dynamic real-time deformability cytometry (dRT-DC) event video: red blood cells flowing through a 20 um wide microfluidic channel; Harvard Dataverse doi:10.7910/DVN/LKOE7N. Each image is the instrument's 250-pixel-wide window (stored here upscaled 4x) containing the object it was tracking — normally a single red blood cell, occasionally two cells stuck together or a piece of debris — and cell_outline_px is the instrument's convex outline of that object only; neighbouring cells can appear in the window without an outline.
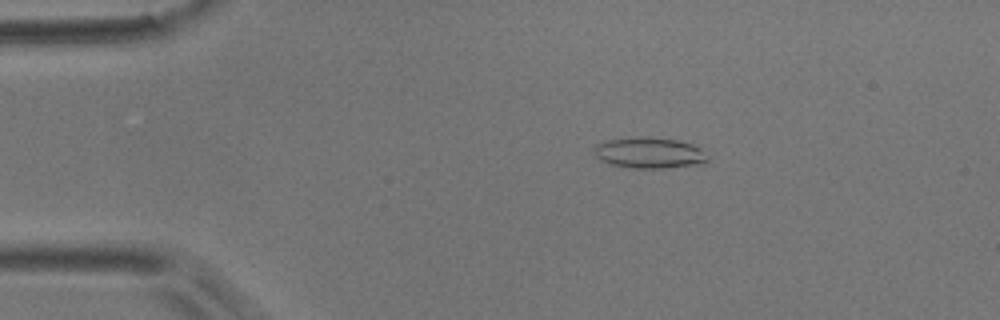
{"species": "common noctule bat (a hibernating species)", "species_latin": "Nyctalus noctula", "temperature_condition": "room temperature", "stored_images_in_passage": 51, "camera_frame_rate_fps": 3000, "um_per_image_px": 0.085, "animal": {"sex": "male", "body_mass_g": 17.9}, "frame": {"image": 1, "passage_image": 7, "time_ms": 2.0, "image_size_px": [1000, 320], "cell_outline_px": [[708, 160], [700, 164], [664, 168], [632, 168], [612, 164], [600, 160], [596, 156], [596, 144], [608, 140], [644, 136], [676, 140], [692, 144], [700, 148]], "centroid_in_image_um": [55.19, 12.99], "position_along_channel_um": 29.8, "area_um2": 20.11}}
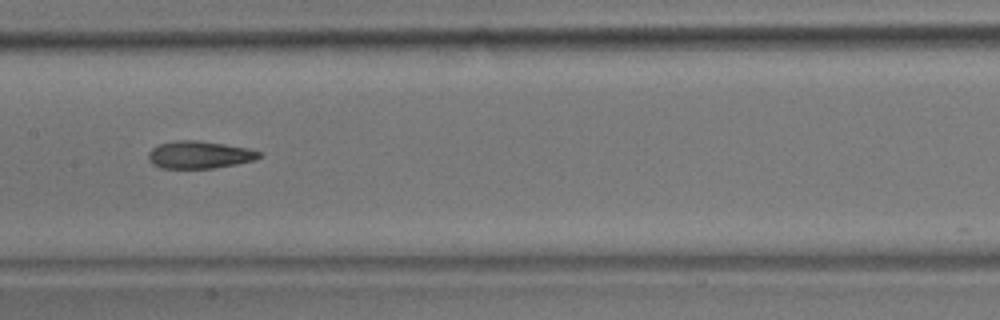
{"frame": {"image": 2, "passage_image": 24, "time_ms": 7.667, "image_size_px": [1000, 320], "cell_outline_px": [[260, 156], [256, 160], [236, 164], [212, 168], [160, 168], [152, 164], [148, 160], [148, 152], [152, 148], [160, 144], [176, 140], [196, 140], [224, 144], [248, 148], [260, 152]], "centroid_in_image_um": [16.92, 13.16], "position_along_channel_um": 190.5, "area_um2": 17.69}}
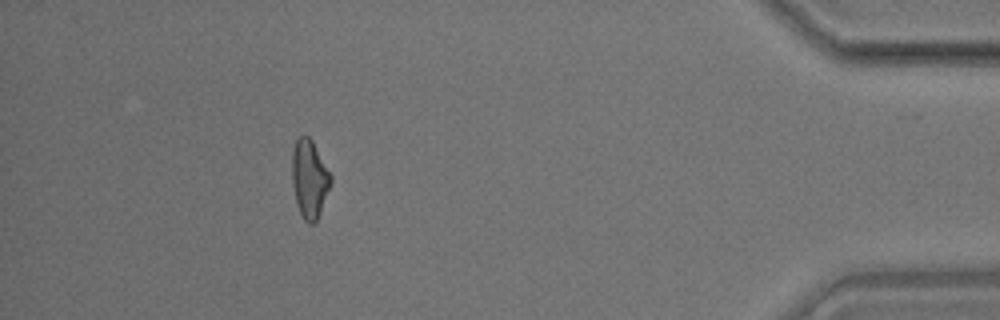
{"frame": {"image": 3, "passage_image": 46, "time_ms": 15.0, "image_size_px": [1000, 320], "cell_outline_px": [[332, 184], [320, 212], [316, 220], [312, 224], [308, 224], [304, 220], [296, 204], [292, 184], [292, 152], [296, 140], [300, 136], [308, 136], [312, 140], [332, 176]], "centroid_in_image_um": [26.31, 15.21], "position_along_channel_um": 408.9, "area_um2": 17.69}, "authors_computed_cell_mechanics": {"area_um2": 18.1492, "velocity_mm_per_s": 3.7131, "shape_relaxation_time_tau1_ms": 7.5713, "shape_relaxation_time_tau2_ms": 4.2166, "deformation_change_tau1": 0.1773, "deformation_change_tau2": 0.1444}}